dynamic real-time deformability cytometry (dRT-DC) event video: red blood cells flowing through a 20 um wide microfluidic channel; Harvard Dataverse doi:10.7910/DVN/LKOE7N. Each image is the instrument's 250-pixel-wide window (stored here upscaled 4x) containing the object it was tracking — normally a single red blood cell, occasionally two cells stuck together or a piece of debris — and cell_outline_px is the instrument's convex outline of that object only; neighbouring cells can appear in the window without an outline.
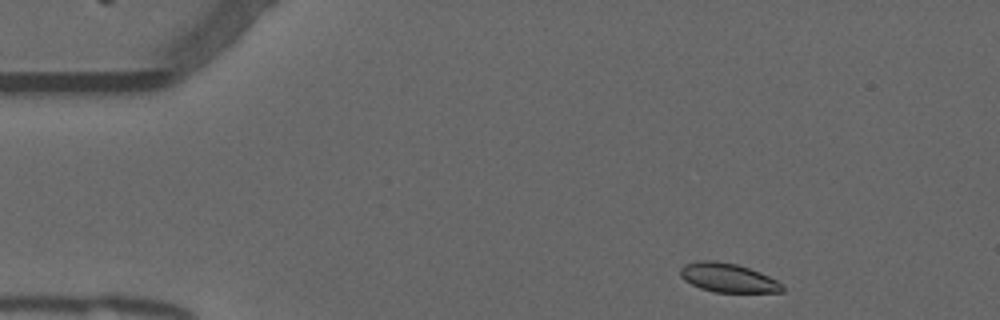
{"species": "common noctule bat (a hibernating species)", "species_latin": "Nyctalus noctula", "temperature_condition": "warm", "stored_images_in_passage": 21, "camera_frame_rate_fps": 3000, "um_per_image_px": 0.085, "animal": {"sex": "male", "forearm_length_mm": 52.5}, "frame": {"image": 1, "passage_image": 1, "time_ms": 0.0, "image_size_px": [1000, 320], "cell_outline_px": [[784, 292], [716, 292], [700, 288], [684, 280], [680, 276], [680, 268], [684, 264], [696, 260], [716, 260], [736, 264], [760, 272], [776, 280], [784, 288]], "centroid_in_image_um": [61.84, 23.59], "position_along_channel_um": 23.2, "area_um2": 17.22}}
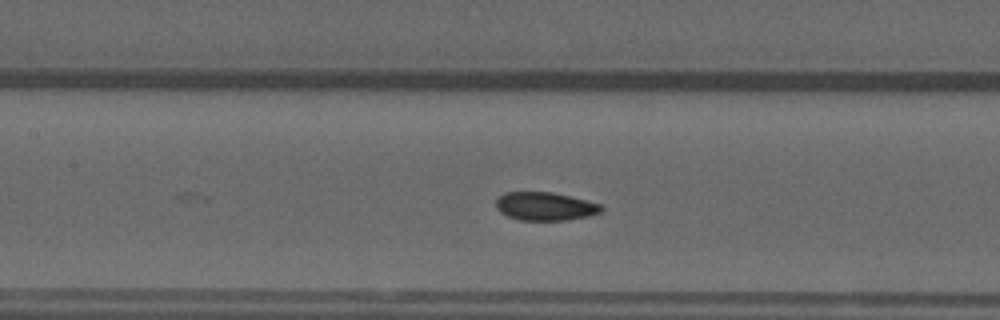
{"frame": {"image": 2, "passage_image": 18, "time_ms": 5.667, "image_size_px": [1000, 320], "cell_outline_px": [[604, 212], [592, 216], [568, 220], [520, 220], [508, 216], [500, 212], [496, 208], [496, 200], [504, 192], [552, 192], [600, 204], [604, 208]], "centroid_in_image_um": [46.36, 17.55], "position_along_channel_um": 161.0, "area_um2": 17.46}}
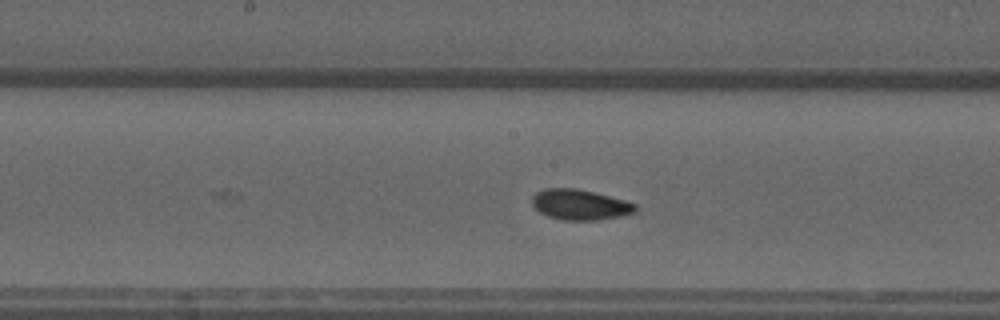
{"frame": {"image": 3, "passage_image": 21, "time_ms": 6.667, "image_size_px": [1000, 320], "cell_outline_px": [[636, 212], [620, 216], [600, 220], [560, 220], [548, 216], [540, 212], [532, 204], [532, 196], [536, 192], [544, 188], [576, 188], [624, 200], [636, 204]], "centroid_in_image_um": [49.27, 17.4], "position_along_channel_um": 198.9, "area_um2": 18.26}}